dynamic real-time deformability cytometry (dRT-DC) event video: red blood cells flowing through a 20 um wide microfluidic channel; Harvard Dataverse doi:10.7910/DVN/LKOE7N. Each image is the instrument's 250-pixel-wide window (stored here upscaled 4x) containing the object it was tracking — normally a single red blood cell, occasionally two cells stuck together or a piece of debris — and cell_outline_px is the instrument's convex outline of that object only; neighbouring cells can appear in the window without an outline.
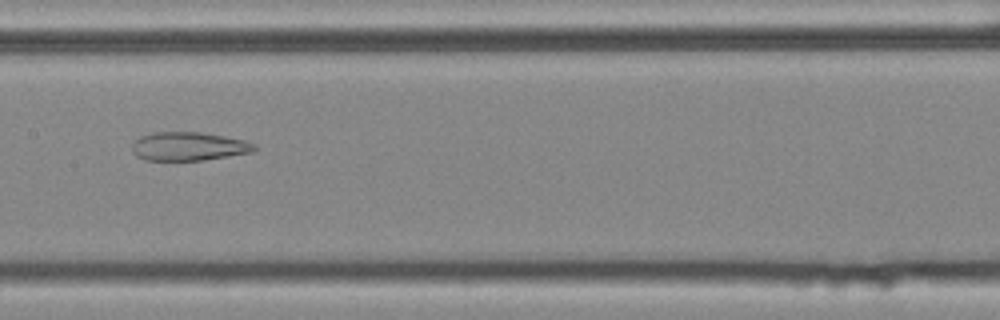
{"species": "common noctule bat (a hibernating species)", "species_latin": "Nyctalus noctula", "temperature_condition": "cold", "stored_images_in_passage": 9, "camera_frame_rate_fps": 3000, "um_per_image_px": 0.085, "animal": {"sex": "female", "body_mass_g": 25.1}, "frame": {"image": 1, "passage_image": 7, "time_ms": 2.0, "image_size_px": [1000, 320], "cell_outline_px": [[256, 148], [252, 152], [204, 160], [144, 160], [136, 156], [132, 152], [132, 144], [140, 136], [152, 132], [200, 132], [224, 136], [244, 140], [256, 144]], "centroid_in_image_um": [16.01, 12.44], "position_along_channel_um": 191.4, "area_um2": 20.4}}